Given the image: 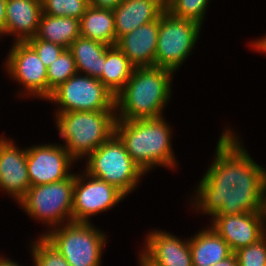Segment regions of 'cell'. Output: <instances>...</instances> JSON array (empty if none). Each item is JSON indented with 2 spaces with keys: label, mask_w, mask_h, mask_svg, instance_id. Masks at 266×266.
Wrapping results in <instances>:
<instances>
[{
  "label": "cell",
  "mask_w": 266,
  "mask_h": 266,
  "mask_svg": "<svg viewBox=\"0 0 266 266\" xmlns=\"http://www.w3.org/2000/svg\"><path fill=\"white\" fill-rule=\"evenodd\" d=\"M227 126L220 133L212 162L189 198L190 206L210 218L266 212V167L253 160L242 138Z\"/></svg>",
  "instance_id": "obj_1"
},
{
  "label": "cell",
  "mask_w": 266,
  "mask_h": 266,
  "mask_svg": "<svg viewBox=\"0 0 266 266\" xmlns=\"http://www.w3.org/2000/svg\"><path fill=\"white\" fill-rule=\"evenodd\" d=\"M175 73L160 67H135L126 85L115 95L116 120L164 116Z\"/></svg>",
  "instance_id": "obj_2"
},
{
  "label": "cell",
  "mask_w": 266,
  "mask_h": 266,
  "mask_svg": "<svg viewBox=\"0 0 266 266\" xmlns=\"http://www.w3.org/2000/svg\"><path fill=\"white\" fill-rule=\"evenodd\" d=\"M173 129L164 116L115 122V134L145 174L158 167L177 169L178 161L171 140Z\"/></svg>",
  "instance_id": "obj_3"
},
{
  "label": "cell",
  "mask_w": 266,
  "mask_h": 266,
  "mask_svg": "<svg viewBox=\"0 0 266 266\" xmlns=\"http://www.w3.org/2000/svg\"><path fill=\"white\" fill-rule=\"evenodd\" d=\"M54 118L62 145L76 163L86 159L115 133V111L64 112L54 114Z\"/></svg>",
  "instance_id": "obj_4"
},
{
  "label": "cell",
  "mask_w": 266,
  "mask_h": 266,
  "mask_svg": "<svg viewBox=\"0 0 266 266\" xmlns=\"http://www.w3.org/2000/svg\"><path fill=\"white\" fill-rule=\"evenodd\" d=\"M84 171L114 186L125 197L133 193L146 175L114 133L85 159Z\"/></svg>",
  "instance_id": "obj_5"
},
{
  "label": "cell",
  "mask_w": 266,
  "mask_h": 266,
  "mask_svg": "<svg viewBox=\"0 0 266 266\" xmlns=\"http://www.w3.org/2000/svg\"><path fill=\"white\" fill-rule=\"evenodd\" d=\"M92 222H70L47 231L43 237L70 266H102L107 236Z\"/></svg>",
  "instance_id": "obj_6"
},
{
  "label": "cell",
  "mask_w": 266,
  "mask_h": 266,
  "mask_svg": "<svg viewBox=\"0 0 266 266\" xmlns=\"http://www.w3.org/2000/svg\"><path fill=\"white\" fill-rule=\"evenodd\" d=\"M74 173L65 180L30 186L18 205L35 221L47 225V231L60 225L73 222Z\"/></svg>",
  "instance_id": "obj_7"
},
{
  "label": "cell",
  "mask_w": 266,
  "mask_h": 266,
  "mask_svg": "<svg viewBox=\"0 0 266 266\" xmlns=\"http://www.w3.org/2000/svg\"><path fill=\"white\" fill-rule=\"evenodd\" d=\"M201 27L195 21L174 17L165 10L159 17L155 67L174 73L180 71L200 39Z\"/></svg>",
  "instance_id": "obj_8"
},
{
  "label": "cell",
  "mask_w": 266,
  "mask_h": 266,
  "mask_svg": "<svg viewBox=\"0 0 266 266\" xmlns=\"http://www.w3.org/2000/svg\"><path fill=\"white\" fill-rule=\"evenodd\" d=\"M46 101L56 104L53 114L115 111V95L99 79L78 72L54 89Z\"/></svg>",
  "instance_id": "obj_9"
},
{
  "label": "cell",
  "mask_w": 266,
  "mask_h": 266,
  "mask_svg": "<svg viewBox=\"0 0 266 266\" xmlns=\"http://www.w3.org/2000/svg\"><path fill=\"white\" fill-rule=\"evenodd\" d=\"M10 50L5 57V73L8 77L22 87L17 91L22 99L36 98L48 99L47 67L38 57L36 51L27 42H12ZM23 88V89H22Z\"/></svg>",
  "instance_id": "obj_10"
},
{
  "label": "cell",
  "mask_w": 266,
  "mask_h": 266,
  "mask_svg": "<svg viewBox=\"0 0 266 266\" xmlns=\"http://www.w3.org/2000/svg\"><path fill=\"white\" fill-rule=\"evenodd\" d=\"M125 196L114 186L87 174L74 172L73 222L90 223L91 217L107 212L121 203Z\"/></svg>",
  "instance_id": "obj_11"
},
{
  "label": "cell",
  "mask_w": 266,
  "mask_h": 266,
  "mask_svg": "<svg viewBox=\"0 0 266 266\" xmlns=\"http://www.w3.org/2000/svg\"><path fill=\"white\" fill-rule=\"evenodd\" d=\"M75 160L62 144L41 143L27 147V169L31 186L62 181L70 177Z\"/></svg>",
  "instance_id": "obj_12"
},
{
  "label": "cell",
  "mask_w": 266,
  "mask_h": 266,
  "mask_svg": "<svg viewBox=\"0 0 266 266\" xmlns=\"http://www.w3.org/2000/svg\"><path fill=\"white\" fill-rule=\"evenodd\" d=\"M210 220V227L233 252L257 242L266 234V212L214 215Z\"/></svg>",
  "instance_id": "obj_13"
},
{
  "label": "cell",
  "mask_w": 266,
  "mask_h": 266,
  "mask_svg": "<svg viewBox=\"0 0 266 266\" xmlns=\"http://www.w3.org/2000/svg\"><path fill=\"white\" fill-rule=\"evenodd\" d=\"M15 143V139L13 141L0 135V190L18 203L31 185L27 147L21 148Z\"/></svg>",
  "instance_id": "obj_14"
},
{
  "label": "cell",
  "mask_w": 266,
  "mask_h": 266,
  "mask_svg": "<svg viewBox=\"0 0 266 266\" xmlns=\"http://www.w3.org/2000/svg\"><path fill=\"white\" fill-rule=\"evenodd\" d=\"M153 229L147 232L140 253L155 266H193L189 238Z\"/></svg>",
  "instance_id": "obj_15"
},
{
  "label": "cell",
  "mask_w": 266,
  "mask_h": 266,
  "mask_svg": "<svg viewBox=\"0 0 266 266\" xmlns=\"http://www.w3.org/2000/svg\"><path fill=\"white\" fill-rule=\"evenodd\" d=\"M158 32L159 18L120 37L116 46L135 67H154Z\"/></svg>",
  "instance_id": "obj_16"
},
{
  "label": "cell",
  "mask_w": 266,
  "mask_h": 266,
  "mask_svg": "<svg viewBox=\"0 0 266 266\" xmlns=\"http://www.w3.org/2000/svg\"><path fill=\"white\" fill-rule=\"evenodd\" d=\"M5 36L26 42L37 35L42 14L41 0H7Z\"/></svg>",
  "instance_id": "obj_17"
},
{
  "label": "cell",
  "mask_w": 266,
  "mask_h": 266,
  "mask_svg": "<svg viewBox=\"0 0 266 266\" xmlns=\"http://www.w3.org/2000/svg\"><path fill=\"white\" fill-rule=\"evenodd\" d=\"M165 10V0H122L113 10L116 40L139 26L157 20Z\"/></svg>",
  "instance_id": "obj_18"
},
{
  "label": "cell",
  "mask_w": 266,
  "mask_h": 266,
  "mask_svg": "<svg viewBox=\"0 0 266 266\" xmlns=\"http://www.w3.org/2000/svg\"><path fill=\"white\" fill-rule=\"evenodd\" d=\"M194 234L189 237L193 266H212L233 253L209 224Z\"/></svg>",
  "instance_id": "obj_19"
},
{
  "label": "cell",
  "mask_w": 266,
  "mask_h": 266,
  "mask_svg": "<svg viewBox=\"0 0 266 266\" xmlns=\"http://www.w3.org/2000/svg\"><path fill=\"white\" fill-rule=\"evenodd\" d=\"M110 46L79 36L70 45L78 73L99 79L105 63V52Z\"/></svg>",
  "instance_id": "obj_20"
},
{
  "label": "cell",
  "mask_w": 266,
  "mask_h": 266,
  "mask_svg": "<svg viewBox=\"0 0 266 266\" xmlns=\"http://www.w3.org/2000/svg\"><path fill=\"white\" fill-rule=\"evenodd\" d=\"M81 36L114 46L117 43L113 10L88 6L80 19Z\"/></svg>",
  "instance_id": "obj_21"
},
{
  "label": "cell",
  "mask_w": 266,
  "mask_h": 266,
  "mask_svg": "<svg viewBox=\"0 0 266 266\" xmlns=\"http://www.w3.org/2000/svg\"><path fill=\"white\" fill-rule=\"evenodd\" d=\"M81 36L80 20L72 17H56L42 13L36 37L69 49Z\"/></svg>",
  "instance_id": "obj_22"
},
{
  "label": "cell",
  "mask_w": 266,
  "mask_h": 266,
  "mask_svg": "<svg viewBox=\"0 0 266 266\" xmlns=\"http://www.w3.org/2000/svg\"><path fill=\"white\" fill-rule=\"evenodd\" d=\"M135 66L116 46H110L105 52V63L99 80L116 95L130 79Z\"/></svg>",
  "instance_id": "obj_23"
},
{
  "label": "cell",
  "mask_w": 266,
  "mask_h": 266,
  "mask_svg": "<svg viewBox=\"0 0 266 266\" xmlns=\"http://www.w3.org/2000/svg\"><path fill=\"white\" fill-rule=\"evenodd\" d=\"M209 2L210 0H165V6L174 17L195 21L203 26Z\"/></svg>",
  "instance_id": "obj_24"
},
{
  "label": "cell",
  "mask_w": 266,
  "mask_h": 266,
  "mask_svg": "<svg viewBox=\"0 0 266 266\" xmlns=\"http://www.w3.org/2000/svg\"><path fill=\"white\" fill-rule=\"evenodd\" d=\"M77 73L72 52L65 49L60 56L47 67L48 98L52 91Z\"/></svg>",
  "instance_id": "obj_25"
},
{
  "label": "cell",
  "mask_w": 266,
  "mask_h": 266,
  "mask_svg": "<svg viewBox=\"0 0 266 266\" xmlns=\"http://www.w3.org/2000/svg\"><path fill=\"white\" fill-rule=\"evenodd\" d=\"M29 246L33 266H70L61 253L39 235Z\"/></svg>",
  "instance_id": "obj_26"
},
{
  "label": "cell",
  "mask_w": 266,
  "mask_h": 266,
  "mask_svg": "<svg viewBox=\"0 0 266 266\" xmlns=\"http://www.w3.org/2000/svg\"><path fill=\"white\" fill-rule=\"evenodd\" d=\"M42 13L56 17L81 19L89 6L88 0H41Z\"/></svg>",
  "instance_id": "obj_27"
},
{
  "label": "cell",
  "mask_w": 266,
  "mask_h": 266,
  "mask_svg": "<svg viewBox=\"0 0 266 266\" xmlns=\"http://www.w3.org/2000/svg\"><path fill=\"white\" fill-rule=\"evenodd\" d=\"M235 253L239 266H266V234L257 242Z\"/></svg>",
  "instance_id": "obj_28"
},
{
  "label": "cell",
  "mask_w": 266,
  "mask_h": 266,
  "mask_svg": "<svg viewBox=\"0 0 266 266\" xmlns=\"http://www.w3.org/2000/svg\"><path fill=\"white\" fill-rule=\"evenodd\" d=\"M37 53L43 64L48 67L66 49L61 45L51 43L36 36L26 41Z\"/></svg>",
  "instance_id": "obj_29"
},
{
  "label": "cell",
  "mask_w": 266,
  "mask_h": 266,
  "mask_svg": "<svg viewBox=\"0 0 266 266\" xmlns=\"http://www.w3.org/2000/svg\"><path fill=\"white\" fill-rule=\"evenodd\" d=\"M122 0H88L89 5L98 9L114 10Z\"/></svg>",
  "instance_id": "obj_30"
},
{
  "label": "cell",
  "mask_w": 266,
  "mask_h": 266,
  "mask_svg": "<svg viewBox=\"0 0 266 266\" xmlns=\"http://www.w3.org/2000/svg\"><path fill=\"white\" fill-rule=\"evenodd\" d=\"M249 47L257 53L266 54V34L256 38V40L250 41Z\"/></svg>",
  "instance_id": "obj_31"
},
{
  "label": "cell",
  "mask_w": 266,
  "mask_h": 266,
  "mask_svg": "<svg viewBox=\"0 0 266 266\" xmlns=\"http://www.w3.org/2000/svg\"><path fill=\"white\" fill-rule=\"evenodd\" d=\"M6 3L7 0H0V39L5 35Z\"/></svg>",
  "instance_id": "obj_32"
},
{
  "label": "cell",
  "mask_w": 266,
  "mask_h": 266,
  "mask_svg": "<svg viewBox=\"0 0 266 266\" xmlns=\"http://www.w3.org/2000/svg\"><path fill=\"white\" fill-rule=\"evenodd\" d=\"M212 266H239V262L236 253L233 252L231 255Z\"/></svg>",
  "instance_id": "obj_33"
},
{
  "label": "cell",
  "mask_w": 266,
  "mask_h": 266,
  "mask_svg": "<svg viewBox=\"0 0 266 266\" xmlns=\"http://www.w3.org/2000/svg\"><path fill=\"white\" fill-rule=\"evenodd\" d=\"M0 266H23V265L18 264L17 262H15V260L13 261L9 257L7 258L5 255L3 256V254L1 255L0 253Z\"/></svg>",
  "instance_id": "obj_34"
},
{
  "label": "cell",
  "mask_w": 266,
  "mask_h": 266,
  "mask_svg": "<svg viewBox=\"0 0 266 266\" xmlns=\"http://www.w3.org/2000/svg\"><path fill=\"white\" fill-rule=\"evenodd\" d=\"M138 265L139 266H155L152 263H150L140 252L138 255Z\"/></svg>",
  "instance_id": "obj_35"
}]
</instances>
